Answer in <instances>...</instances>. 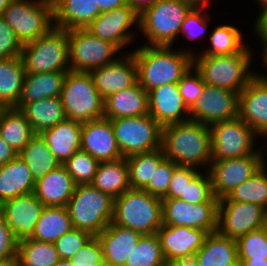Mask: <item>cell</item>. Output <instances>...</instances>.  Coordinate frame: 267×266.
<instances>
[{"instance_id":"1","label":"cell","mask_w":267,"mask_h":266,"mask_svg":"<svg viewBox=\"0 0 267 266\" xmlns=\"http://www.w3.org/2000/svg\"><path fill=\"white\" fill-rule=\"evenodd\" d=\"M192 50V51H191ZM173 46L140 45L130 52L138 70V83L148 92L156 87L178 83L192 67L195 50Z\"/></svg>"},{"instance_id":"2","label":"cell","mask_w":267,"mask_h":266,"mask_svg":"<svg viewBox=\"0 0 267 266\" xmlns=\"http://www.w3.org/2000/svg\"><path fill=\"white\" fill-rule=\"evenodd\" d=\"M161 148L176 165L208 170L212 161L210 127L193 120L162 127Z\"/></svg>"},{"instance_id":"3","label":"cell","mask_w":267,"mask_h":266,"mask_svg":"<svg viewBox=\"0 0 267 266\" xmlns=\"http://www.w3.org/2000/svg\"><path fill=\"white\" fill-rule=\"evenodd\" d=\"M250 48L246 45L240 52L230 55L193 56V66L205 84L239 94L255 76L250 69L254 59Z\"/></svg>"},{"instance_id":"4","label":"cell","mask_w":267,"mask_h":266,"mask_svg":"<svg viewBox=\"0 0 267 266\" xmlns=\"http://www.w3.org/2000/svg\"><path fill=\"white\" fill-rule=\"evenodd\" d=\"M112 222L142 235L155 234L163 224L162 199L130 188L114 199Z\"/></svg>"},{"instance_id":"5","label":"cell","mask_w":267,"mask_h":266,"mask_svg":"<svg viewBox=\"0 0 267 266\" xmlns=\"http://www.w3.org/2000/svg\"><path fill=\"white\" fill-rule=\"evenodd\" d=\"M72 226L97 236L113 220L114 199L91 184L76 185L67 204Z\"/></svg>"},{"instance_id":"6","label":"cell","mask_w":267,"mask_h":266,"mask_svg":"<svg viewBox=\"0 0 267 266\" xmlns=\"http://www.w3.org/2000/svg\"><path fill=\"white\" fill-rule=\"evenodd\" d=\"M190 10L181 0H158L144 9L139 14V30L147 40L144 45L174 46Z\"/></svg>"},{"instance_id":"7","label":"cell","mask_w":267,"mask_h":266,"mask_svg":"<svg viewBox=\"0 0 267 266\" xmlns=\"http://www.w3.org/2000/svg\"><path fill=\"white\" fill-rule=\"evenodd\" d=\"M60 99L68 119L85 123L104 118V99L97 91L90 72L69 70Z\"/></svg>"},{"instance_id":"8","label":"cell","mask_w":267,"mask_h":266,"mask_svg":"<svg viewBox=\"0 0 267 266\" xmlns=\"http://www.w3.org/2000/svg\"><path fill=\"white\" fill-rule=\"evenodd\" d=\"M21 58L28 74L68 72V30L53 26L35 41L25 44Z\"/></svg>"},{"instance_id":"9","label":"cell","mask_w":267,"mask_h":266,"mask_svg":"<svg viewBox=\"0 0 267 266\" xmlns=\"http://www.w3.org/2000/svg\"><path fill=\"white\" fill-rule=\"evenodd\" d=\"M2 17L22 46L35 41L54 26L52 0H11Z\"/></svg>"},{"instance_id":"10","label":"cell","mask_w":267,"mask_h":266,"mask_svg":"<svg viewBox=\"0 0 267 266\" xmlns=\"http://www.w3.org/2000/svg\"><path fill=\"white\" fill-rule=\"evenodd\" d=\"M117 146L123 157L161 147L162 127L150 114L111 120Z\"/></svg>"},{"instance_id":"11","label":"cell","mask_w":267,"mask_h":266,"mask_svg":"<svg viewBox=\"0 0 267 266\" xmlns=\"http://www.w3.org/2000/svg\"><path fill=\"white\" fill-rule=\"evenodd\" d=\"M69 68L72 71L90 72L92 69L116 61L122 50L115 44L102 40L86 28L68 30Z\"/></svg>"},{"instance_id":"12","label":"cell","mask_w":267,"mask_h":266,"mask_svg":"<svg viewBox=\"0 0 267 266\" xmlns=\"http://www.w3.org/2000/svg\"><path fill=\"white\" fill-rule=\"evenodd\" d=\"M212 161L255 153L256 132L239 117L210 126Z\"/></svg>"},{"instance_id":"13","label":"cell","mask_w":267,"mask_h":266,"mask_svg":"<svg viewBox=\"0 0 267 266\" xmlns=\"http://www.w3.org/2000/svg\"><path fill=\"white\" fill-rule=\"evenodd\" d=\"M244 157L211 161L208 172L212 192L219 200L226 197L237 186L252 177L265 164L266 146Z\"/></svg>"},{"instance_id":"14","label":"cell","mask_w":267,"mask_h":266,"mask_svg":"<svg viewBox=\"0 0 267 266\" xmlns=\"http://www.w3.org/2000/svg\"><path fill=\"white\" fill-rule=\"evenodd\" d=\"M219 199L214 195L207 202L190 204L180 198H162L164 225L187 226L208 233L218 228Z\"/></svg>"},{"instance_id":"15","label":"cell","mask_w":267,"mask_h":266,"mask_svg":"<svg viewBox=\"0 0 267 266\" xmlns=\"http://www.w3.org/2000/svg\"><path fill=\"white\" fill-rule=\"evenodd\" d=\"M267 221V209L248 202L219 201L217 231L237 240L260 229Z\"/></svg>"},{"instance_id":"16","label":"cell","mask_w":267,"mask_h":266,"mask_svg":"<svg viewBox=\"0 0 267 266\" xmlns=\"http://www.w3.org/2000/svg\"><path fill=\"white\" fill-rule=\"evenodd\" d=\"M132 27L139 30V14L128 4L102 12L86 29L94 36L123 50L135 41L136 35L130 30Z\"/></svg>"},{"instance_id":"17","label":"cell","mask_w":267,"mask_h":266,"mask_svg":"<svg viewBox=\"0 0 267 266\" xmlns=\"http://www.w3.org/2000/svg\"><path fill=\"white\" fill-rule=\"evenodd\" d=\"M237 92L205 84L204 90L189 109L190 120L211 126L238 117Z\"/></svg>"},{"instance_id":"18","label":"cell","mask_w":267,"mask_h":266,"mask_svg":"<svg viewBox=\"0 0 267 266\" xmlns=\"http://www.w3.org/2000/svg\"><path fill=\"white\" fill-rule=\"evenodd\" d=\"M238 117L249 125L258 137L267 138V74L255 76L238 96Z\"/></svg>"},{"instance_id":"19","label":"cell","mask_w":267,"mask_h":266,"mask_svg":"<svg viewBox=\"0 0 267 266\" xmlns=\"http://www.w3.org/2000/svg\"><path fill=\"white\" fill-rule=\"evenodd\" d=\"M45 207L32 192L2 202L0 213L15 237L22 240L31 237Z\"/></svg>"},{"instance_id":"20","label":"cell","mask_w":267,"mask_h":266,"mask_svg":"<svg viewBox=\"0 0 267 266\" xmlns=\"http://www.w3.org/2000/svg\"><path fill=\"white\" fill-rule=\"evenodd\" d=\"M90 71L95 87L103 99L123 89L134 86L138 82V70L135 58L131 52Z\"/></svg>"},{"instance_id":"21","label":"cell","mask_w":267,"mask_h":266,"mask_svg":"<svg viewBox=\"0 0 267 266\" xmlns=\"http://www.w3.org/2000/svg\"><path fill=\"white\" fill-rule=\"evenodd\" d=\"M151 117L161 126L190 120L186 106L178 88V83L165 84L147 92Z\"/></svg>"},{"instance_id":"22","label":"cell","mask_w":267,"mask_h":266,"mask_svg":"<svg viewBox=\"0 0 267 266\" xmlns=\"http://www.w3.org/2000/svg\"><path fill=\"white\" fill-rule=\"evenodd\" d=\"M80 150L99 163L122 158L110 119L101 118L82 123Z\"/></svg>"},{"instance_id":"23","label":"cell","mask_w":267,"mask_h":266,"mask_svg":"<svg viewBox=\"0 0 267 266\" xmlns=\"http://www.w3.org/2000/svg\"><path fill=\"white\" fill-rule=\"evenodd\" d=\"M165 260L195 255L209 234L205 230L164 225L157 232Z\"/></svg>"},{"instance_id":"24","label":"cell","mask_w":267,"mask_h":266,"mask_svg":"<svg viewBox=\"0 0 267 266\" xmlns=\"http://www.w3.org/2000/svg\"><path fill=\"white\" fill-rule=\"evenodd\" d=\"M141 233L111 222L97 235L102 246L104 263L113 266H125Z\"/></svg>"},{"instance_id":"25","label":"cell","mask_w":267,"mask_h":266,"mask_svg":"<svg viewBox=\"0 0 267 266\" xmlns=\"http://www.w3.org/2000/svg\"><path fill=\"white\" fill-rule=\"evenodd\" d=\"M147 114H149L147 91L138 82L104 99V118L106 119Z\"/></svg>"},{"instance_id":"26","label":"cell","mask_w":267,"mask_h":266,"mask_svg":"<svg viewBox=\"0 0 267 266\" xmlns=\"http://www.w3.org/2000/svg\"><path fill=\"white\" fill-rule=\"evenodd\" d=\"M75 187L66 168L60 165L35 181L33 193L45 206H67Z\"/></svg>"},{"instance_id":"27","label":"cell","mask_w":267,"mask_h":266,"mask_svg":"<svg viewBox=\"0 0 267 266\" xmlns=\"http://www.w3.org/2000/svg\"><path fill=\"white\" fill-rule=\"evenodd\" d=\"M81 131L82 123L66 118L40 134L52 154L63 164L80 150Z\"/></svg>"},{"instance_id":"28","label":"cell","mask_w":267,"mask_h":266,"mask_svg":"<svg viewBox=\"0 0 267 266\" xmlns=\"http://www.w3.org/2000/svg\"><path fill=\"white\" fill-rule=\"evenodd\" d=\"M54 26L70 30L87 28L100 14L96 0H52Z\"/></svg>"},{"instance_id":"29","label":"cell","mask_w":267,"mask_h":266,"mask_svg":"<svg viewBox=\"0 0 267 266\" xmlns=\"http://www.w3.org/2000/svg\"><path fill=\"white\" fill-rule=\"evenodd\" d=\"M195 257L199 266H239L237 241L218 231L209 233Z\"/></svg>"},{"instance_id":"30","label":"cell","mask_w":267,"mask_h":266,"mask_svg":"<svg viewBox=\"0 0 267 266\" xmlns=\"http://www.w3.org/2000/svg\"><path fill=\"white\" fill-rule=\"evenodd\" d=\"M35 180L27 164L18 156L0 165V204L17 196L32 193Z\"/></svg>"},{"instance_id":"31","label":"cell","mask_w":267,"mask_h":266,"mask_svg":"<svg viewBox=\"0 0 267 266\" xmlns=\"http://www.w3.org/2000/svg\"><path fill=\"white\" fill-rule=\"evenodd\" d=\"M16 108L24 113L34 133H41L67 118L60 97L18 104Z\"/></svg>"},{"instance_id":"32","label":"cell","mask_w":267,"mask_h":266,"mask_svg":"<svg viewBox=\"0 0 267 266\" xmlns=\"http://www.w3.org/2000/svg\"><path fill=\"white\" fill-rule=\"evenodd\" d=\"M113 199L130 189L128 165L125 157L114 161L101 162L90 183Z\"/></svg>"},{"instance_id":"33","label":"cell","mask_w":267,"mask_h":266,"mask_svg":"<svg viewBox=\"0 0 267 266\" xmlns=\"http://www.w3.org/2000/svg\"><path fill=\"white\" fill-rule=\"evenodd\" d=\"M67 72L25 73L19 104L60 97Z\"/></svg>"},{"instance_id":"34","label":"cell","mask_w":267,"mask_h":266,"mask_svg":"<svg viewBox=\"0 0 267 266\" xmlns=\"http://www.w3.org/2000/svg\"><path fill=\"white\" fill-rule=\"evenodd\" d=\"M24 113L16 107H6L0 117L1 138L18 154L34 135Z\"/></svg>"},{"instance_id":"35","label":"cell","mask_w":267,"mask_h":266,"mask_svg":"<svg viewBox=\"0 0 267 266\" xmlns=\"http://www.w3.org/2000/svg\"><path fill=\"white\" fill-rule=\"evenodd\" d=\"M18 157L27 164L35 181L62 165L40 133L31 137L29 143L18 153Z\"/></svg>"},{"instance_id":"36","label":"cell","mask_w":267,"mask_h":266,"mask_svg":"<svg viewBox=\"0 0 267 266\" xmlns=\"http://www.w3.org/2000/svg\"><path fill=\"white\" fill-rule=\"evenodd\" d=\"M25 73L21 57L0 59V103L5 107L19 104Z\"/></svg>"},{"instance_id":"37","label":"cell","mask_w":267,"mask_h":266,"mask_svg":"<svg viewBox=\"0 0 267 266\" xmlns=\"http://www.w3.org/2000/svg\"><path fill=\"white\" fill-rule=\"evenodd\" d=\"M73 228L66 206H46L30 238L54 243Z\"/></svg>"},{"instance_id":"38","label":"cell","mask_w":267,"mask_h":266,"mask_svg":"<svg viewBox=\"0 0 267 266\" xmlns=\"http://www.w3.org/2000/svg\"><path fill=\"white\" fill-rule=\"evenodd\" d=\"M165 158L161 147L126 157L130 188L144 190L153 179L154 171Z\"/></svg>"},{"instance_id":"39","label":"cell","mask_w":267,"mask_h":266,"mask_svg":"<svg viewBox=\"0 0 267 266\" xmlns=\"http://www.w3.org/2000/svg\"><path fill=\"white\" fill-rule=\"evenodd\" d=\"M210 47L194 56L230 55L240 52L248 43L244 42L242 31L235 25L222 24L215 26L210 33ZM198 53V54H197Z\"/></svg>"},{"instance_id":"40","label":"cell","mask_w":267,"mask_h":266,"mask_svg":"<svg viewBox=\"0 0 267 266\" xmlns=\"http://www.w3.org/2000/svg\"><path fill=\"white\" fill-rule=\"evenodd\" d=\"M219 201L248 202L267 209V160L252 177Z\"/></svg>"},{"instance_id":"41","label":"cell","mask_w":267,"mask_h":266,"mask_svg":"<svg viewBox=\"0 0 267 266\" xmlns=\"http://www.w3.org/2000/svg\"><path fill=\"white\" fill-rule=\"evenodd\" d=\"M17 255L20 266H54L60 260L54 243L30 237L19 240Z\"/></svg>"},{"instance_id":"42","label":"cell","mask_w":267,"mask_h":266,"mask_svg":"<svg viewBox=\"0 0 267 266\" xmlns=\"http://www.w3.org/2000/svg\"><path fill=\"white\" fill-rule=\"evenodd\" d=\"M165 262L159 236L155 233L140 237L125 266H164Z\"/></svg>"},{"instance_id":"43","label":"cell","mask_w":267,"mask_h":266,"mask_svg":"<svg viewBox=\"0 0 267 266\" xmlns=\"http://www.w3.org/2000/svg\"><path fill=\"white\" fill-rule=\"evenodd\" d=\"M76 185L90 184L96 174L99 162L87 152L78 150L62 164Z\"/></svg>"},{"instance_id":"44","label":"cell","mask_w":267,"mask_h":266,"mask_svg":"<svg viewBox=\"0 0 267 266\" xmlns=\"http://www.w3.org/2000/svg\"><path fill=\"white\" fill-rule=\"evenodd\" d=\"M236 241L238 259H267V233L264 227L251 231Z\"/></svg>"},{"instance_id":"45","label":"cell","mask_w":267,"mask_h":266,"mask_svg":"<svg viewBox=\"0 0 267 266\" xmlns=\"http://www.w3.org/2000/svg\"><path fill=\"white\" fill-rule=\"evenodd\" d=\"M92 237L87 231L72 228L58 238L54 245L60 259L70 260Z\"/></svg>"},{"instance_id":"46","label":"cell","mask_w":267,"mask_h":266,"mask_svg":"<svg viewBox=\"0 0 267 266\" xmlns=\"http://www.w3.org/2000/svg\"><path fill=\"white\" fill-rule=\"evenodd\" d=\"M213 196L211 177L208 170L199 172L186 186L184 195L180 196V199L190 203L197 204L200 202H207Z\"/></svg>"},{"instance_id":"47","label":"cell","mask_w":267,"mask_h":266,"mask_svg":"<svg viewBox=\"0 0 267 266\" xmlns=\"http://www.w3.org/2000/svg\"><path fill=\"white\" fill-rule=\"evenodd\" d=\"M204 87L205 83L202 80L201 75L192 65V67L183 75V77L178 82V88L181 96L189 109L201 96Z\"/></svg>"},{"instance_id":"48","label":"cell","mask_w":267,"mask_h":266,"mask_svg":"<svg viewBox=\"0 0 267 266\" xmlns=\"http://www.w3.org/2000/svg\"><path fill=\"white\" fill-rule=\"evenodd\" d=\"M204 10L205 9H191L186 15L180 31V34L185 36L186 39L192 41L200 39L204 34L206 35L205 32L208 29L207 27H209L207 24L211 16L207 12V9L206 11Z\"/></svg>"},{"instance_id":"49","label":"cell","mask_w":267,"mask_h":266,"mask_svg":"<svg viewBox=\"0 0 267 266\" xmlns=\"http://www.w3.org/2000/svg\"><path fill=\"white\" fill-rule=\"evenodd\" d=\"M177 165L170 159L165 158L154 171L153 179L150 180L148 186L144 189L153 196L164 198L167 195L172 173Z\"/></svg>"},{"instance_id":"50","label":"cell","mask_w":267,"mask_h":266,"mask_svg":"<svg viewBox=\"0 0 267 266\" xmlns=\"http://www.w3.org/2000/svg\"><path fill=\"white\" fill-rule=\"evenodd\" d=\"M70 260L74 266H102L103 252L97 236H93Z\"/></svg>"},{"instance_id":"51","label":"cell","mask_w":267,"mask_h":266,"mask_svg":"<svg viewBox=\"0 0 267 266\" xmlns=\"http://www.w3.org/2000/svg\"><path fill=\"white\" fill-rule=\"evenodd\" d=\"M202 170L192 167L177 165L172 173L169 189L164 198H180L184 195L186 186Z\"/></svg>"},{"instance_id":"52","label":"cell","mask_w":267,"mask_h":266,"mask_svg":"<svg viewBox=\"0 0 267 266\" xmlns=\"http://www.w3.org/2000/svg\"><path fill=\"white\" fill-rule=\"evenodd\" d=\"M22 47L13 29L0 17V59L21 57Z\"/></svg>"},{"instance_id":"53","label":"cell","mask_w":267,"mask_h":266,"mask_svg":"<svg viewBox=\"0 0 267 266\" xmlns=\"http://www.w3.org/2000/svg\"><path fill=\"white\" fill-rule=\"evenodd\" d=\"M18 242L19 240L0 213V260L15 257L18 251Z\"/></svg>"},{"instance_id":"54","label":"cell","mask_w":267,"mask_h":266,"mask_svg":"<svg viewBox=\"0 0 267 266\" xmlns=\"http://www.w3.org/2000/svg\"><path fill=\"white\" fill-rule=\"evenodd\" d=\"M259 12L252 28L256 38H267V7L261 8Z\"/></svg>"},{"instance_id":"55","label":"cell","mask_w":267,"mask_h":266,"mask_svg":"<svg viewBox=\"0 0 267 266\" xmlns=\"http://www.w3.org/2000/svg\"><path fill=\"white\" fill-rule=\"evenodd\" d=\"M18 154L1 138L0 135V165L12 161Z\"/></svg>"},{"instance_id":"56","label":"cell","mask_w":267,"mask_h":266,"mask_svg":"<svg viewBox=\"0 0 267 266\" xmlns=\"http://www.w3.org/2000/svg\"><path fill=\"white\" fill-rule=\"evenodd\" d=\"M129 0H96V6L99 7L100 12L109 11L128 5Z\"/></svg>"},{"instance_id":"57","label":"cell","mask_w":267,"mask_h":266,"mask_svg":"<svg viewBox=\"0 0 267 266\" xmlns=\"http://www.w3.org/2000/svg\"><path fill=\"white\" fill-rule=\"evenodd\" d=\"M166 266H199V263L195 257V255L183 257V258H176L166 260Z\"/></svg>"},{"instance_id":"58","label":"cell","mask_w":267,"mask_h":266,"mask_svg":"<svg viewBox=\"0 0 267 266\" xmlns=\"http://www.w3.org/2000/svg\"><path fill=\"white\" fill-rule=\"evenodd\" d=\"M158 0H129V5L140 14L144 9L152 6Z\"/></svg>"},{"instance_id":"59","label":"cell","mask_w":267,"mask_h":266,"mask_svg":"<svg viewBox=\"0 0 267 266\" xmlns=\"http://www.w3.org/2000/svg\"><path fill=\"white\" fill-rule=\"evenodd\" d=\"M186 3L191 9H207L208 4H211V0H181ZM207 6V7H206Z\"/></svg>"},{"instance_id":"60","label":"cell","mask_w":267,"mask_h":266,"mask_svg":"<svg viewBox=\"0 0 267 266\" xmlns=\"http://www.w3.org/2000/svg\"><path fill=\"white\" fill-rule=\"evenodd\" d=\"M239 266H267V259H239Z\"/></svg>"},{"instance_id":"61","label":"cell","mask_w":267,"mask_h":266,"mask_svg":"<svg viewBox=\"0 0 267 266\" xmlns=\"http://www.w3.org/2000/svg\"><path fill=\"white\" fill-rule=\"evenodd\" d=\"M0 266H20L18 255L0 260Z\"/></svg>"},{"instance_id":"62","label":"cell","mask_w":267,"mask_h":266,"mask_svg":"<svg viewBox=\"0 0 267 266\" xmlns=\"http://www.w3.org/2000/svg\"><path fill=\"white\" fill-rule=\"evenodd\" d=\"M259 42H261L260 45L262 44L263 46L261 50L262 51L261 62L264 65V67L266 66L265 69H267V38H261Z\"/></svg>"},{"instance_id":"63","label":"cell","mask_w":267,"mask_h":266,"mask_svg":"<svg viewBox=\"0 0 267 266\" xmlns=\"http://www.w3.org/2000/svg\"><path fill=\"white\" fill-rule=\"evenodd\" d=\"M11 0H0V17H2L4 10Z\"/></svg>"},{"instance_id":"64","label":"cell","mask_w":267,"mask_h":266,"mask_svg":"<svg viewBox=\"0 0 267 266\" xmlns=\"http://www.w3.org/2000/svg\"><path fill=\"white\" fill-rule=\"evenodd\" d=\"M54 266H74L71 260L60 259Z\"/></svg>"},{"instance_id":"65","label":"cell","mask_w":267,"mask_h":266,"mask_svg":"<svg viewBox=\"0 0 267 266\" xmlns=\"http://www.w3.org/2000/svg\"><path fill=\"white\" fill-rule=\"evenodd\" d=\"M260 5V9L267 7V0H255Z\"/></svg>"},{"instance_id":"66","label":"cell","mask_w":267,"mask_h":266,"mask_svg":"<svg viewBox=\"0 0 267 266\" xmlns=\"http://www.w3.org/2000/svg\"><path fill=\"white\" fill-rule=\"evenodd\" d=\"M6 107L2 104V103H0V117H1V114H2V112H3V110L5 109Z\"/></svg>"},{"instance_id":"67","label":"cell","mask_w":267,"mask_h":266,"mask_svg":"<svg viewBox=\"0 0 267 266\" xmlns=\"http://www.w3.org/2000/svg\"><path fill=\"white\" fill-rule=\"evenodd\" d=\"M263 227L265 228V231L267 233V221L265 222V225Z\"/></svg>"},{"instance_id":"68","label":"cell","mask_w":267,"mask_h":266,"mask_svg":"<svg viewBox=\"0 0 267 266\" xmlns=\"http://www.w3.org/2000/svg\"><path fill=\"white\" fill-rule=\"evenodd\" d=\"M102 266H113V265H109V264L104 263Z\"/></svg>"}]
</instances>
